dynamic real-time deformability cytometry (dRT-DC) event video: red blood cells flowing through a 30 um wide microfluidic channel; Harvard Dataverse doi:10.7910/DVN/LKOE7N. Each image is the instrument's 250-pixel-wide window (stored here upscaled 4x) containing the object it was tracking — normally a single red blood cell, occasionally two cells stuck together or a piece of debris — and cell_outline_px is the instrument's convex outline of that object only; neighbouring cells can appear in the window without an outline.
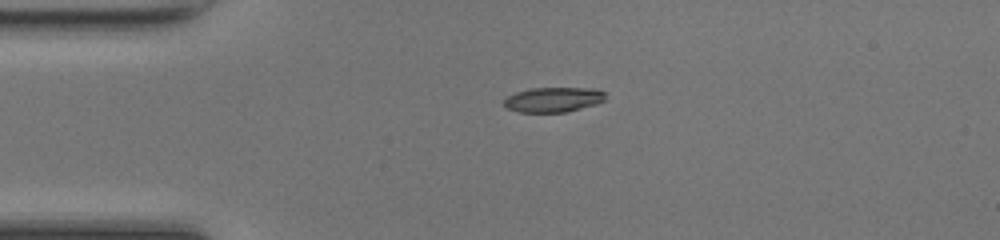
{"species": "common noctule bat (a hibernating species)", "species_latin": "Nyctalus noctula", "temperature_condition": "room temperature", "stored_images_in_passage": 38, "camera_frame_rate_fps": 3000, "um_per_image_px": 0.085, "animal": {"sex": "female", "body_mass_g": 17.0, "forearm_length_mm": 48.0}, "frame": {"image": 1, "passage_image": 1, "time_ms": 0.0, "image_size_px": [1000, 240], "cell_outline_px": [[604, 100], [596, 104], [564, 112], [520, 112], [508, 108], [504, 104], [504, 96], [516, 92], [532, 88], [596, 88], [604, 92]], "centroid_in_image_um": [47.0, 8.46], "position_along_channel_um": 38.0, "area_um2": 14.62}}
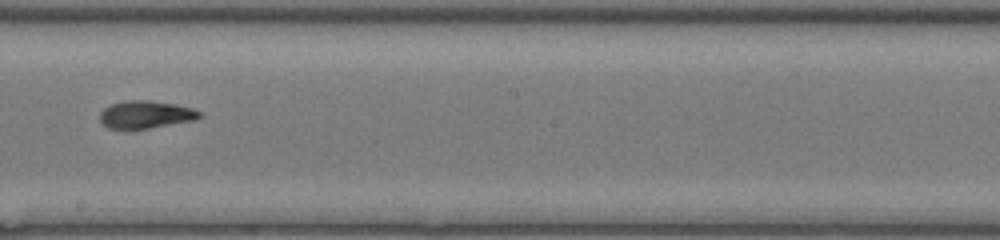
{"frame": {"image": 2, "passage_image": 17, "time_ms": 5.333, "image_size_px": [1000, 240], "cell_outline_px": [[200, 116], [192, 120], [148, 128], [108, 128], [100, 120], [100, 112], [104, 108], [112, 104], [128, 100], [144, 100], [176, 104], [192, 108], [200, 112]], "centroid_in_image_um": [12.35, 9.72], "position_along_channel_um": 235.8, "area_um2": 15.55}}
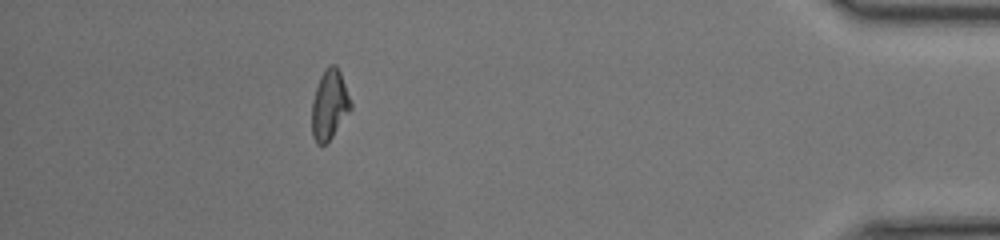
{"frame": {"image": 3, "passage_image": 33, "time_ms": 10.667, "image_size_px": [1000, 240], "cell_outline_px": [[352, 108], [332, 136], [324, 144], [316, 144], [312, 136], [312, 100], [320, 76], [328, 64], [336, 64], [340, 72], [352, 104]], "centroid_in_image_um": [27.99, 8.89], "position_along_channel_um": 407.2, "area_um2": 15.66}, "authors_computed_cell_mechanics": {"area_um2": 15.6927, "velocity_mm_per_s": 4.2901, "shape_relaxation_time_tau1_ms": 5.5275, "shape_relaxation_time_tau2_ms": 2.2021, "deformation_change_tau1": 0.2563, "deformation_change_tau2": 0.0881}}